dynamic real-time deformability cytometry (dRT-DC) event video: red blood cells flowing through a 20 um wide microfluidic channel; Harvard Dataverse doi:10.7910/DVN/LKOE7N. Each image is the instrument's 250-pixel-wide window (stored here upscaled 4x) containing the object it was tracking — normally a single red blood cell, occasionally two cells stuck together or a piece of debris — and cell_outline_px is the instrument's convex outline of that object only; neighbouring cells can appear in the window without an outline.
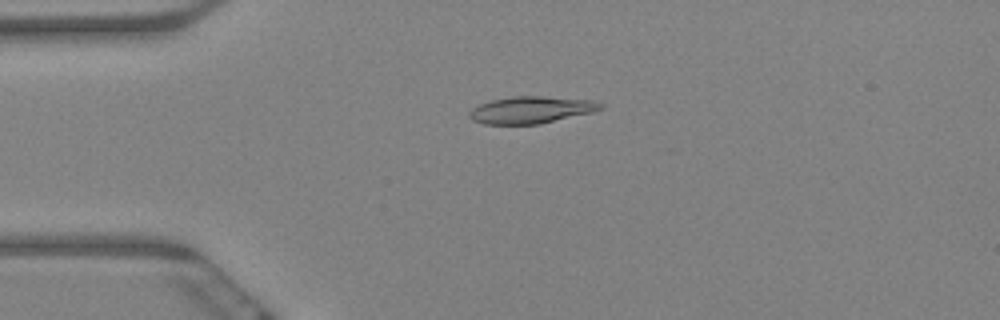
{"species": "Egyptian fruit bat (a non-hibernating species)", "species_latin": "Rousettus aegyptiacus", "temperature_condition": "warm", "stored_images_in_passage": 31, "camera_frame_rate_fps": 3000, "um_per_image_px": 0.085, "animal": {"sex": "female"}, "frame": {"image": 1, "passage_image": 14, "time_ms": 4.333, "image_size_px": [1000, 320], "cell_outline_px": [[604, 108], [592, 112], [540, 124], [484, 124], [472, 120], [468, 116], [468, 112], [472, 108], [480, 104], [492, 100], [512, 96], [544, 96], [592, 100], [604, 104]], "centroid_in_image_um": [45.14, 9.34], "position_along_channel_um": 39.9, "area_um2": 20.69}}
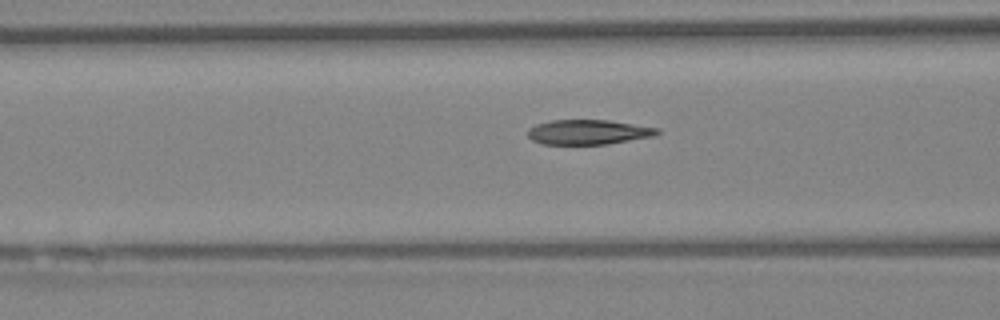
{"frame": {"image": 2, "passage_image": 23, "time_ms": 7.333, "image_size_px": [1000, 320], "cell_outline_px": [[660, 132], [652, 136], [608, 144], [544, 144], [532, 140], [528, 136], [528, 128], [536, 124], [552, 120], [608, 120], [660, 128]], "centroid_in_image_um": [49.99, 11.22], "position_along_channel_um": 116.6, "area_um2": 18.61}}
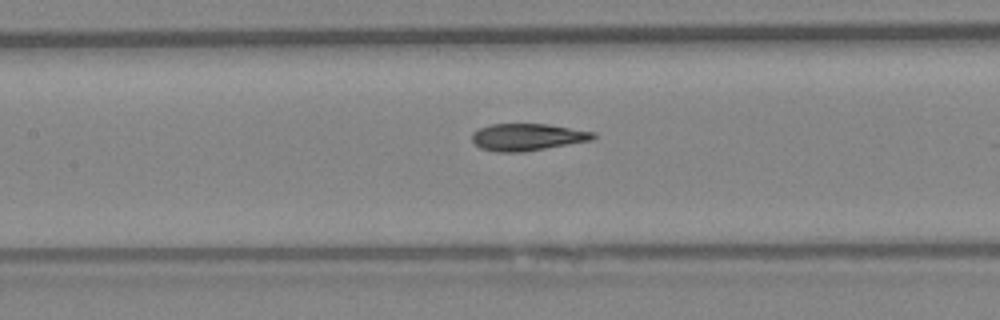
{"frame": {"image": 3, "passage_image": 27, "time_ms": 8.667, "image_size_px": [1000, 320], "cell_outline_px": [[596, 136], [592, 140], [524, 152], [496, 152], [480, 148], [472, 140], [472, 132], [488, 124], [548, 124], [596, 132]], "centroid_in_image_um": [44.82, 11.65], "position_along_channel_um": 162.6, "area_um2": 19.19}}